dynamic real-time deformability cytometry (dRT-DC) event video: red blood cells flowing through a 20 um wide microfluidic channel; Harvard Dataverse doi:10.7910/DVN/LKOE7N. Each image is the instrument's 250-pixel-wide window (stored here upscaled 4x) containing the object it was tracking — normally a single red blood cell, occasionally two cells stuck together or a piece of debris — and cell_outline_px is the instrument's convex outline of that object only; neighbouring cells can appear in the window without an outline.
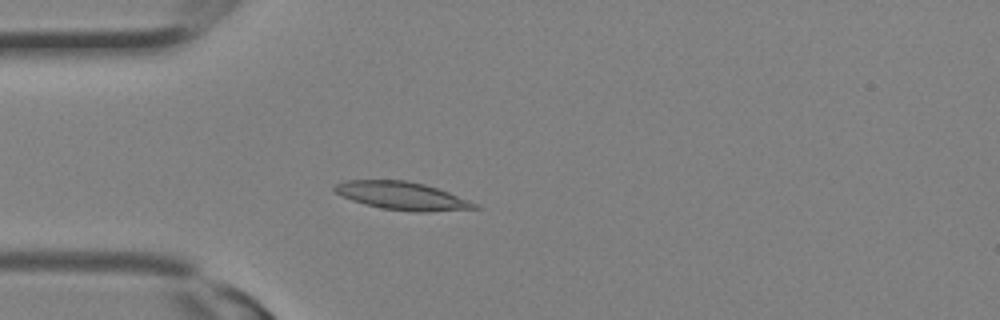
{"species": "Egyptian fruit bat (a non-hibernating species)", "species_latin": "Rousettus aegyptiacus", "temperature_condition": "room temperature", "stored_images_in_passage": 16, "camera_frame_rate_fps": 3000, "um_per_image_px": 0.085, "animal": {"sex": "female"}, "frame": {"image": 1, "passage_image": 8, "time_ms": 2.333, "image_size_px": [1000, 320], "cell_outline_px": [[480, 208], [428, 212], [416, 212], [384, 208], [364, 204], [352, 200], [336, 192], [332, 188], [336, 184], [344, 180], [408, 180], [424, 184], [448, 192], [468, 200], [476, 204]], "centroid_in_image_um": [34.16, 16.64], "position_along_channel_um": 50.8, "area_um2": 22.54}}
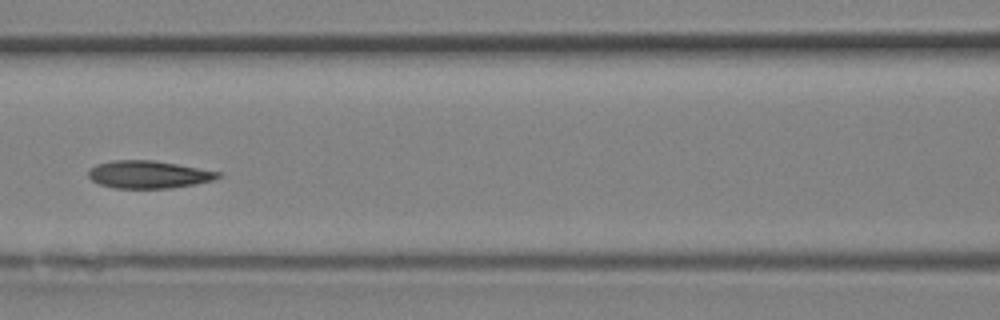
{"frame": {"image": 2, "passage_image": 13, "time_ms": 4.0, "image_size_px": [1000, 320], "cell_outline_px": [[224, 176], [212, 180], [196, 184], [172, 188], [116, 188], [100, 184], [92, 180], [88, 176], [88, 168], [96, 164], [112, 160], [152, 160], [176, 164], [220, 172]], "centroid_in_image_um": [12.61, 14.83], "position_along_channel_um": 154.0, "area_um2": 20.87}}
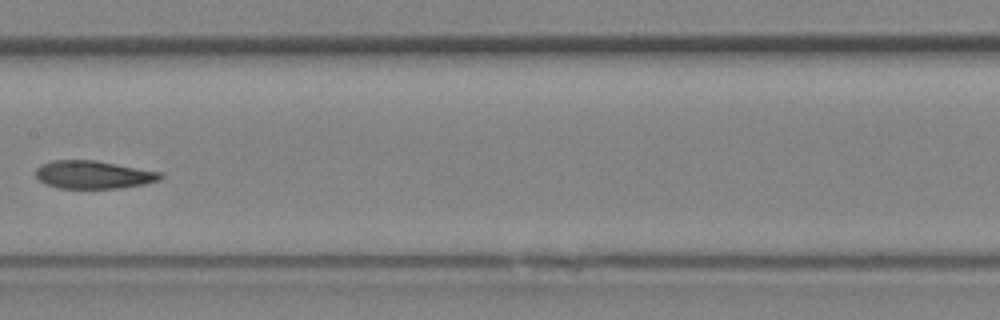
{"frame": {"image": 3, "passage_image": 15, "time_ms": 4.667, "image_size_px": [1000, 320], "cell_outline_px": [[164, 176], [160, 180], [144, 184], [120, 188], [60, 188], [48, 184], [40, 180], [36, 176], [36, 168], [40, 164], [52, 160], [96, 160], [164, 172]], "centroid_in_image_um": [7.99, 14.83], "position_along_channel_um": 199.4, "area_um2": 20.46}}